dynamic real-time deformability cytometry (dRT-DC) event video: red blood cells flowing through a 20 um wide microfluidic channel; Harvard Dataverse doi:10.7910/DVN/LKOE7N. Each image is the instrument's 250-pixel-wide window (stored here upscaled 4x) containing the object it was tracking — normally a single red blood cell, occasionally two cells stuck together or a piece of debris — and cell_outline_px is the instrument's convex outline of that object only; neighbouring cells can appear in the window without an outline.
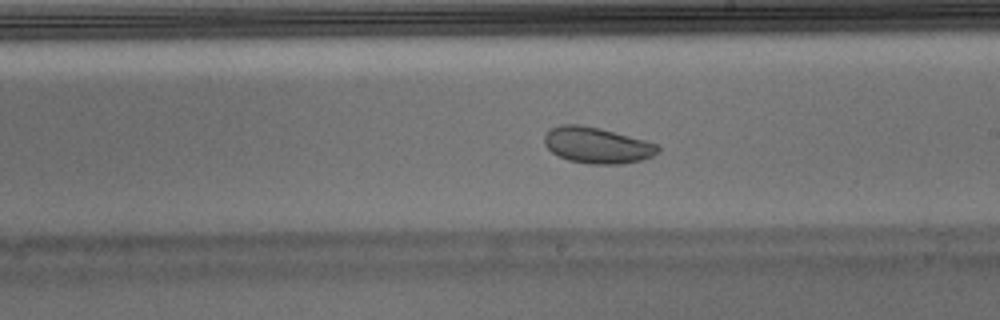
{"species": "Egyptian fruit bat (a non-hibernating species)", "species_latin": "Rousettus aegyptiacus", "temperature_condition": "warm", "stored_images_in_passage": 51, "camera_frame_rate_fps": 3000, "um_per_image_px": 0.085, "animal": {"sex": "male"}, "frame": {"image": 1, "passage_image": 29, "time_ms": 9.333, "image_size_px": [1000, 320], "cell_outline_px": [[660, 152], [644, 160], [620, 164], [588, 164], [568, 160], [552, 152], [544, 144], [544, 136], [552, 128], [560, 124], [580, 124], [600, 128], [644, 140], [656, 144], [660, 148]], "centroid_in_image_um": [50.76, 12.35], "position_along_channel_um": 238.2, "area_um2": 23.87}}
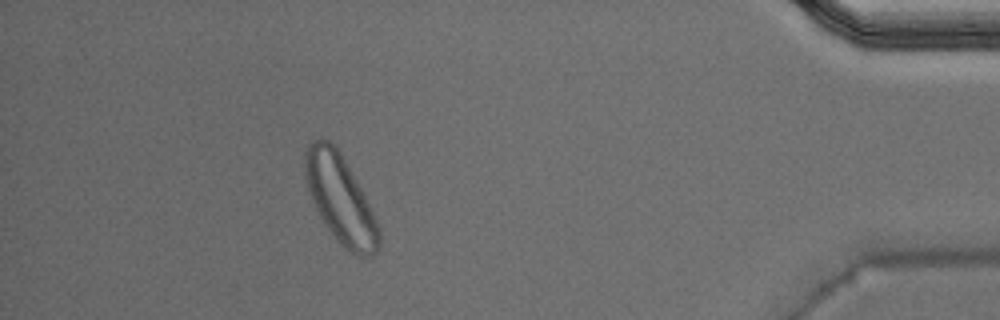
{"frame": {"image": 2, "passage_image": 46, "time_ms": 15.0, "image_size_px": [1000, 320], "cell_outline_px": [[380, 244], [376, 252], [372, 256], [360, 256], [344, 248], [340, 244], [320, 216], [312, 200], [308, 188], [304, 172], [304, 156], [308, 144], [312, 140], [320, 136], [328, 140], [340, 152], [356, 180], [380, 228]], "centroid_in_image_um": [28.91, 16.9], "position_along_channel_um": 406.3, "area_um2": 37.4}, "authors_computed_cell_mechanics": {"area_um2": 25.7788, "velocity_mm_per_s": 3.9018, "shape_relaxation_time_tau1_ms": 10.4289, "shape_relaxation_time_tau2_ms": 4.3176, "deformation_change_tau1": 0.1255, "deformation_change_tau2": 0.0622}}